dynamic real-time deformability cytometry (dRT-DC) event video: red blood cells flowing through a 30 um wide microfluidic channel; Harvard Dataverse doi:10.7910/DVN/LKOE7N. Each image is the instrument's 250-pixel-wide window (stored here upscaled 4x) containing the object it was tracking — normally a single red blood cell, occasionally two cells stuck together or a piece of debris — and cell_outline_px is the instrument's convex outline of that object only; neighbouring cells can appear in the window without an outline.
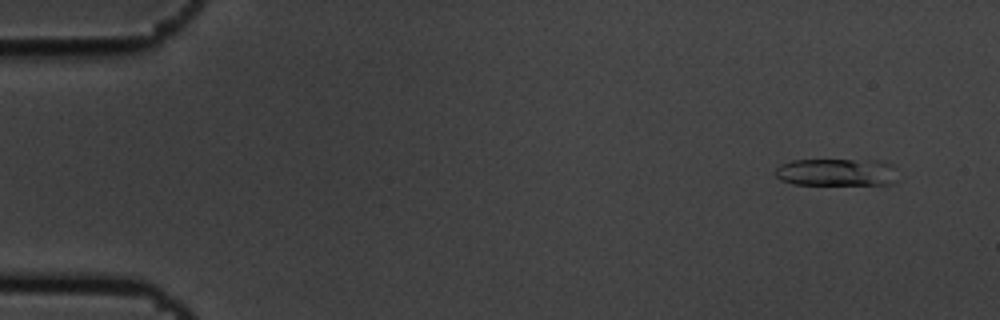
{"species": "common noctule bat (a hibernating species)", "species_latin": "Nyctalus noctula", "temperature_condition": "cold", "stored_images_in_passage": 11, "camera_frame_rate_fps": 3000, "um_per_image_px": 0.085, "animal": {"sex": "male", "body_mass_g": 19.5, "forearm_length_mm": 54.6}, "frame": {"image": 1, "passage_image": 2, "time_ms": 0.333, "image_size_px": [1000, 320], "cell_outline_px": [[896, 180], [892, 184], [792, 184], [780, 180], [776, 176], [776, 168], [780, 164], [792, 160], [880, 160], [892, 164]], "centroid_in_image_um": [71.08, 14.63], "position_along_channel_um": 13.9, "area_um2": 19.54}}
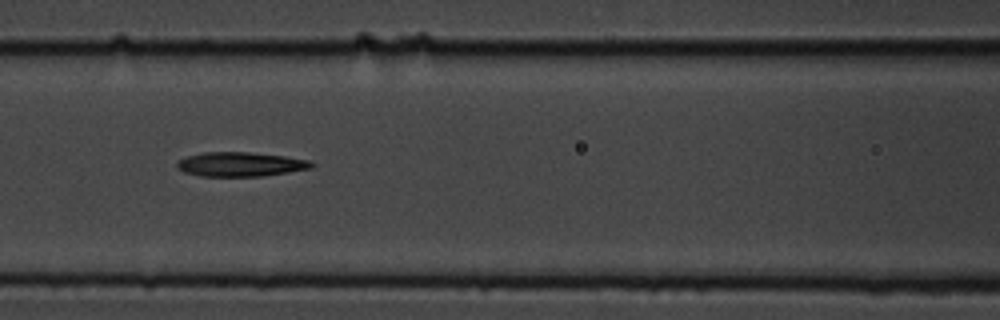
{"frame": {"image": 2, "passage_image": 7, "time_ms": 2.0, "image_size_px": [1000, 320], "cell_outline_px": [[316, 164], [312, 168], [288, 172], [260, 176], [200, 176], [184, 172], [176, 168], [176, 160], [188, 156], [204, 152], [248, 152], [284, 156], [312, 160]], "centroid_in_image_um": [20.44, 13.96], "position_along_channel_um": 146.2, "area_um2": 19.19}}
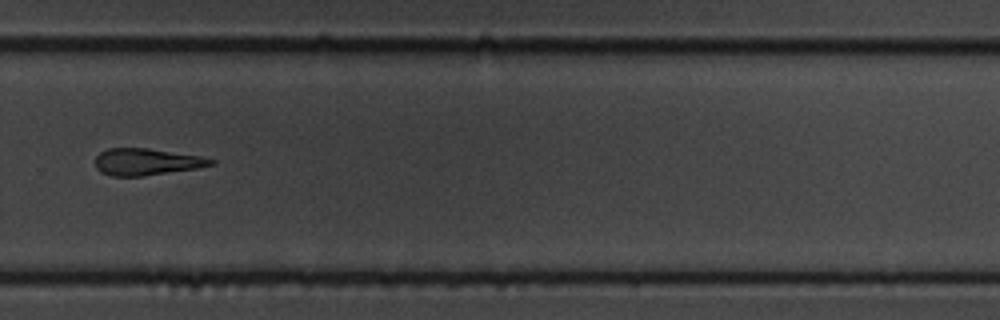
{"frame": {"image": 3, "passage_image": 11, "time_ms": 3.333, "image_size_px": [1000, 320], "cell_outline_px": [[216, 164], [196, 168], [144, 176], [112, 176], [100, 172], [96, 168], [96, 156], [100, 152], [108, 148], [148, 148], [200, 156], [216, 160]], "centroid_in_image_um": [12.45, 13.75], "position_along_channel_um": 317.4, "area_um2": 18.03}}